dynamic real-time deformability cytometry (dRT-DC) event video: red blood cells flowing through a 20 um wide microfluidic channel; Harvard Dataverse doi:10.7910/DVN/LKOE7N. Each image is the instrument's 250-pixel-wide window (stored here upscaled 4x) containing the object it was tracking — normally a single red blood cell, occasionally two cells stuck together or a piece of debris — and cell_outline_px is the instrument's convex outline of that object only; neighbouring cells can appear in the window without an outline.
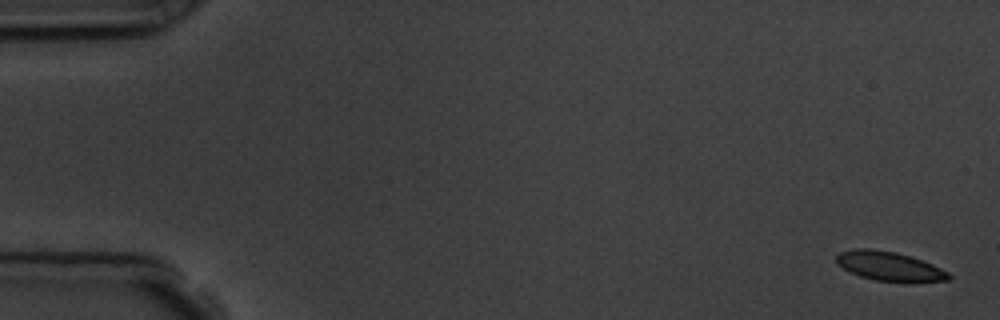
{"species": "common noctule bat (a hibernating species)", "species_latin": "Nyctalus noctula", "temperature_condition": "room temperature", "stored_images_in_passage": 6, "camera_frame_rate_fps": 3000, "um_per_image_px": 0.085, "animal": {"sex": "male", "body_mass_g": 19.5, "forearm_length_mm": 54.6}, "frame": {"image": 1, "passage_image": 1, "time_ms": 0.0, "image_size_px": [1000, 320], "cell_outline_px": [[952, 276], [948, 280], [876, 280], [860, 276], [836, 264], [836, 256], [840, 252], [852, 248], [868, 248], [896, 252], [932, 264], [948, 272]], "centroid_in_image_um": [75.52, 22.58], "position_along_channel_um": 9.5, "area_um2": 18.38}}
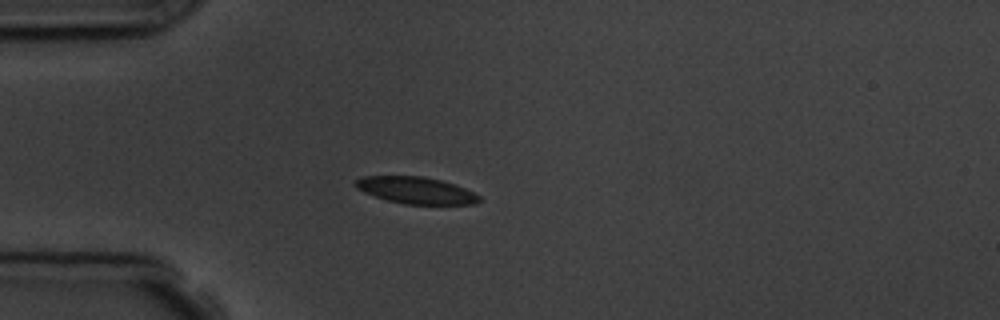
{"frame": {"image": 2, "passage_image": 5, "time_ms": 4.667, "image_size_px": [1000, 320], "cell_outline_px": [[480, 200], [476, 204], [404, 204], [388, 200], [364, 192], [356, 188], [356, 180], [364, 176], [424, 176], [456, 184], [480, 196]], "centroid_in_image_um": [35.38, 16.17], "position_along_channel_um": 49.6, "area_um2": 19.13}}